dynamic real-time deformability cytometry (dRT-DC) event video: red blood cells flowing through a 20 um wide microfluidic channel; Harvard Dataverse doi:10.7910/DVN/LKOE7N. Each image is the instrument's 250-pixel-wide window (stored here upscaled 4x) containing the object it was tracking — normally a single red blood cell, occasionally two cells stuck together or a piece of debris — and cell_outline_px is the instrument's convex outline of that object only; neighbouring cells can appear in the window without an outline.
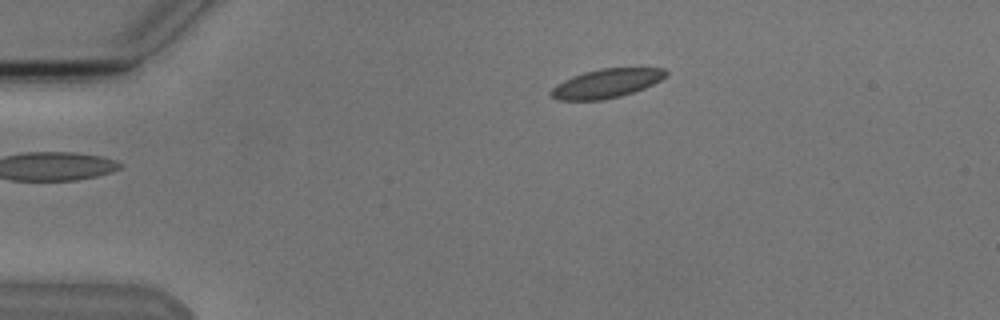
{"species": "Egyptian fruit bat (a non-hibernating species)", "species_latin": "Rousettus aegyptiacus", "temperature_condition": "cold", "stored_images_in_passage": 5, "camera_frame_rate_fps": 3000, "um_per_image_px": 0.085, "animal": {"sex": "male"}, "frame": {"image": 1, "passage_image": 5, "time_ms": 5.667, "image_size_px": [1000, 320], "cell_outline_px": [[668, 76], [644, 88], [620, 96], [604, 100], [560, 100], [552, 96], [548, 92], [556, 84], [572, 76], [584, 72], [600, 68], [664, 68], [668, 72]], "centroid_in_image_um": [51.54, 7.08], "position_along_channel_um": 33.5, "area_um2": 19.36}}